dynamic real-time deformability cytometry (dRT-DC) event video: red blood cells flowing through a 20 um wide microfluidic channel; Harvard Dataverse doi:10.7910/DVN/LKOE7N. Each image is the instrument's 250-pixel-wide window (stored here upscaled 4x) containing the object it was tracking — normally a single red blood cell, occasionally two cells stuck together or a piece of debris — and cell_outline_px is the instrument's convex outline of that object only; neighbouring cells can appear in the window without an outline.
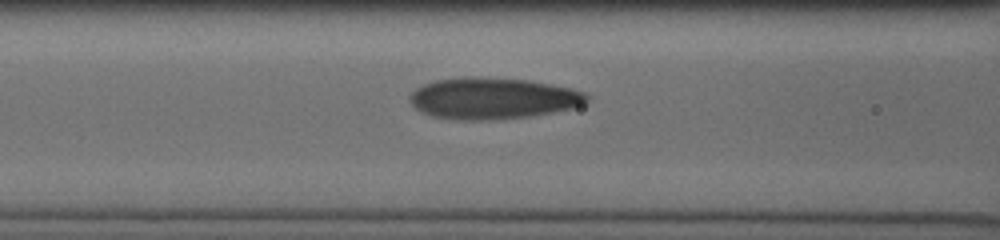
{"species": "human", "species_latin": "Homo sapiens", "temperature_condition": "cold", "stored_images_in_passage": 30, "camera_frame_rate_fps": 3000, "um_per_image_px": 0.085, "donor": {"sex": "male"}, "frame": {"image": 1, "passage_image": 12, "time_ms": 3.667, "image_size_px": [1000, 240], "cell_outline_px": [[588, 100], [572, 108], [552, 112], [528, 116], [480, 120], [464, 120], [432, 116], [416, 108], [408, 100], [408, 96], [416, 88], [424, 84], [436, 80], [460, 76], [472, 76], [528, 80], [568, 88], [584, 92], [588, 96]], "centroid_in_image_um": [41.82, 8.34], "position_along_channel_um": 124.8, "area_um2": 42.25}}
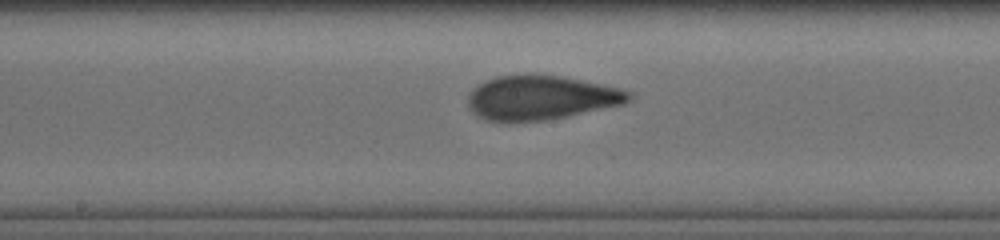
{"frame": {"image": 2, "passage_image": 18, "time_ms": 5.667, "image_size_px": [1000, 240], "cell_outline_px": [[632, 96], [624, 104], [544, 120], [484, 120], [476, 116], [468, 108], [468, 96], [472, 88], [496, 76], [560, 76], [620, 88], [632, 92]], "centroid_in_image_um": [45.96, 8.31], "position_along_channel_um": 202.2, "area_um2": 40.46}}
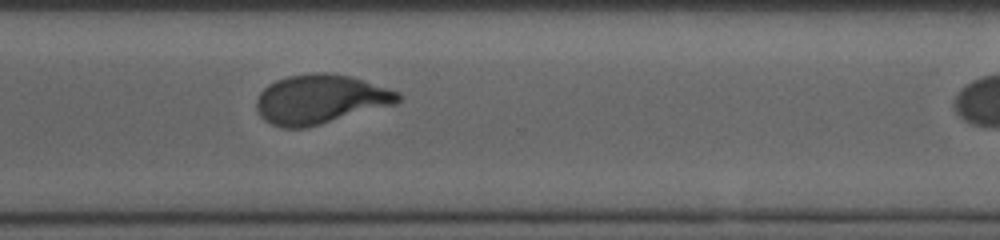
{"frame": {"image": 3, "passage_image": 29, "time_ms": 9.333, "image_size_px": [1000, 240], "cell_outline_px": [[404, 96], [396, 104], [320, 124], [304, 128], [280, 128], [264, 120], [256, 112], [256, 100], [260, 92], [268, 84], [276, 80], [288, 76], [312, 72], [324, 72], [352, 76], [400, 92]], "centroid_in_image_um": [27.22, 8.43], "position_along_channel_um": 343.4, "area_um2": 40.92}}